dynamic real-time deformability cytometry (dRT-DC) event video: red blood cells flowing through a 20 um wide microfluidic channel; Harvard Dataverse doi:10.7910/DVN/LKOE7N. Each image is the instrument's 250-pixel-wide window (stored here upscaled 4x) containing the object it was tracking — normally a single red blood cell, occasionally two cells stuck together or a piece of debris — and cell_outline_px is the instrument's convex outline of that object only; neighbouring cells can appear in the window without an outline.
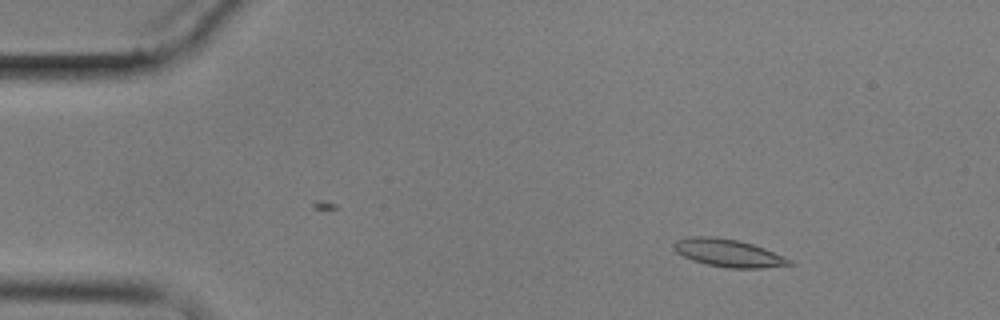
{"species": "common noctule bat (a hibernating species)", "species_latin": "Nyctalus noctula", "temperature_condition": "cold", "stored_images_in_passage": 3, "camera_frame_rate_fps": 3000, "um_per_image_px": 0.085, "animal": {"sex": "male", "body_mass_g": 17.9}, "frame": {"image": 1, "passage_image": 1, "time_ms": 0.0, "image_size_px": [1000, 320], "cell_outline_px": [[796, 264], [764, 268], [728, 268], [708, 264], [692, 260], [676, 252], [672, 248], [672, 244], [676, 240], [688, 236], [716, 236], [740, 240], [764, 248], [784, 256], [792, 260]], "centroid_in_image_um": [61.91, 21.49], "position_along_channel_um": 23.1, "area_um2": 18.9}}